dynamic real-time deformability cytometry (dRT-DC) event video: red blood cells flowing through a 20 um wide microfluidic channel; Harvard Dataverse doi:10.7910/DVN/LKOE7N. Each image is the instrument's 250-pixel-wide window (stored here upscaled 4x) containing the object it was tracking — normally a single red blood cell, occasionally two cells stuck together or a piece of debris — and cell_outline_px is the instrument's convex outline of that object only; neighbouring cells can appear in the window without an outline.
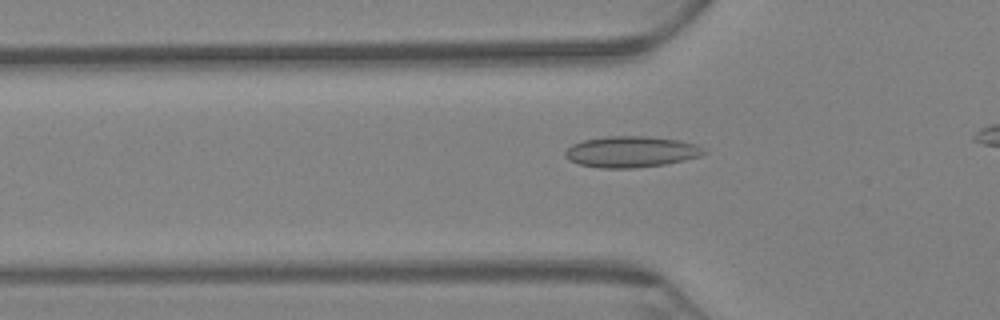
{"species": "Egyptian fruit bat (a non-hibernating species)", "species_latin": "Rousettus aegyptiacus", "temperature_condition": "warm", "stored_images_in_passage": 46, "camera_frame_rate_fps": 3000, "um_per_image_px": 0.085, "animal": {"sex": "female"}, "frame": {"image": 1, "passage_image": 11, "time_ms": 3.333, "image_size_px": [1000, 320], "cell_outline_px": [[708, 152], [700, 156], [684, 160], [664, 164], [636, 168], [600, 168], [580, 164], [568, 160], [564, 156], [564, 152], [572, 144], [584, 140], [604, 136], [648, 136], [676, 140], [696, 144], [704, 148]], "centroid_in_image_um": [53.64, 12.9], "position_along_channel_um": 72.2, "area_um2": 25.2}}
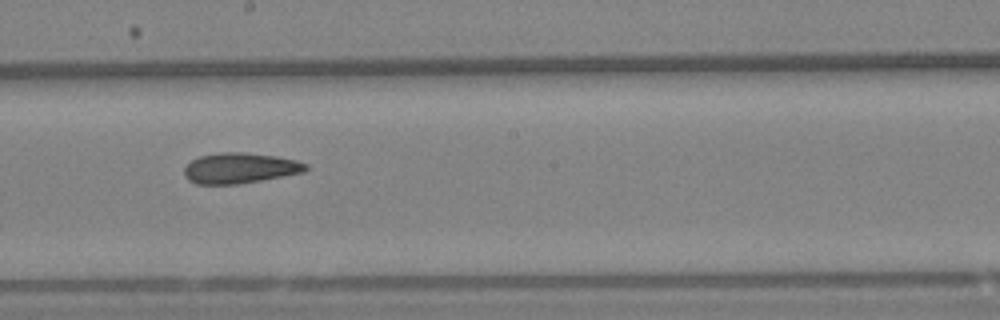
{"frame": {"image": 2, "passage_image": 26, "time_ms": 8.333, "image_size_px": [1000, 320], "cell_outline_px": [[308, 168], [304, 172], [260, 180], [236, 184], [196, 184], [188, 180], [184, 176], [184, 168], [192, 160], [200, 156], [220, 152], [244, 152], [276, 156], [296, 160], [308, 164]], "centroid_in_image_um": [20.38, 14.28], "position_along_channel_um": 227.8, "area_um2": 21.56}}
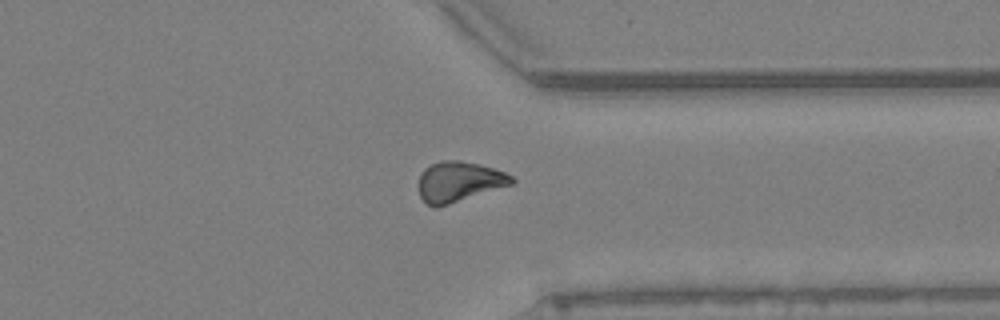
{"frame": {"image": 3, "passage_image": 40, "time_ms": 13.0, "image_size_px": [1000, 320], "cell_outline_px": [[516, 180], [512, 184], [436, 208], [432, 208], [420, 196], [420, 176], [424, 168], [440, 160], [460, 160], [480, 164], [504, 172], [512, 176]], "centroid_in_image_um": [39.01, 15.43], "position_along_channel_um": 372.4, "area_um2": 21.62}}